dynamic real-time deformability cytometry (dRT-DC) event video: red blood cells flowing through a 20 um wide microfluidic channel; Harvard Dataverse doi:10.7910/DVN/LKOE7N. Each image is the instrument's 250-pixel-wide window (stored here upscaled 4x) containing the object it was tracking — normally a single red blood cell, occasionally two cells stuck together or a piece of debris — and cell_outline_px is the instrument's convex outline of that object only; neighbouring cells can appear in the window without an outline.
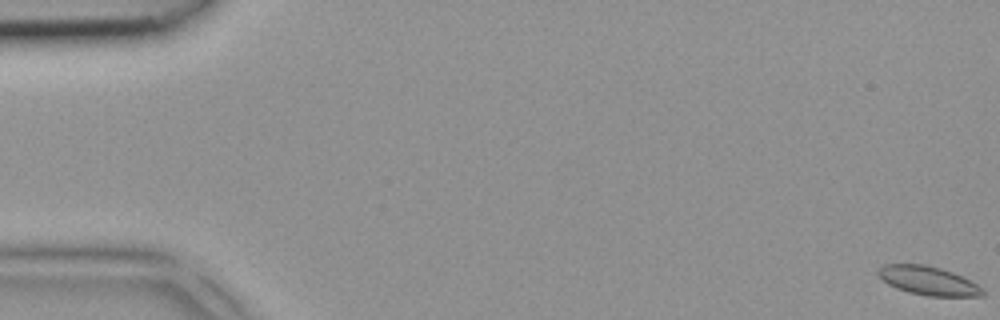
{"species": "common noctule bat (a hibernating species)", "species_latin": "Nyctalus noctula", "temperature_condition": "room temperature", "stored_images_in_passage": 5, "camera_frame_rate_fps": 3000, "um_per_image_px": 0.085, "animal": {"sex": "female", "body_mass_g": 18.4}, "frame": {"image": 1, "passage_image": 1, "time_ms": 0.0, "image_size_px": [1000, 320], "cell_outline_px": [[984, 296], [928, 296], [908, 292], [896, 288], [888, 284], [876, 272], [884, 264], [924, 264], [940, 268], [952, 272], [984, 288]], "centroid_in_image_um": [78.9, 23.86], "position_along_channel_um": 6.1, "area_um2": 17.34}}
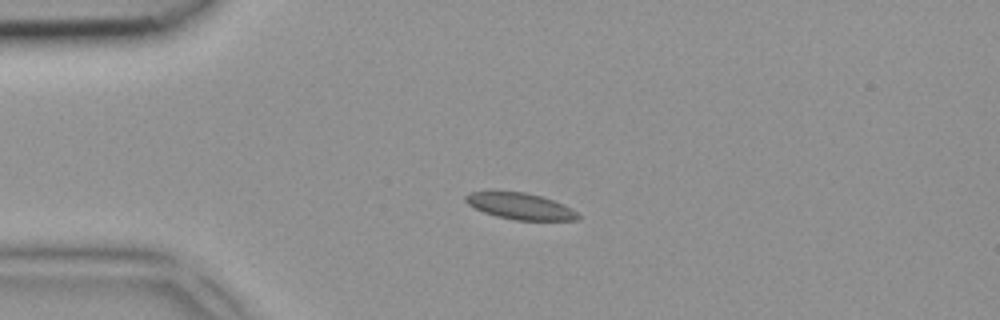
{"frame": {"image": 2, "passage_image": 4, "time_ms": 1.0, "image_size_px": [1000, 320], "cell_outline_px": [[580, 220], [516, 220], [496, 216], [484, 212], [468, 204], [464, 200], [464, 196], [468, 192], [524, 192], [540, 196], [564, 204], [572, 208], [580, 216]], "centroid_in_image_um": [44.23, 17.53], "position_along_channel_um": 40.8, "area_um2": 17.11}}